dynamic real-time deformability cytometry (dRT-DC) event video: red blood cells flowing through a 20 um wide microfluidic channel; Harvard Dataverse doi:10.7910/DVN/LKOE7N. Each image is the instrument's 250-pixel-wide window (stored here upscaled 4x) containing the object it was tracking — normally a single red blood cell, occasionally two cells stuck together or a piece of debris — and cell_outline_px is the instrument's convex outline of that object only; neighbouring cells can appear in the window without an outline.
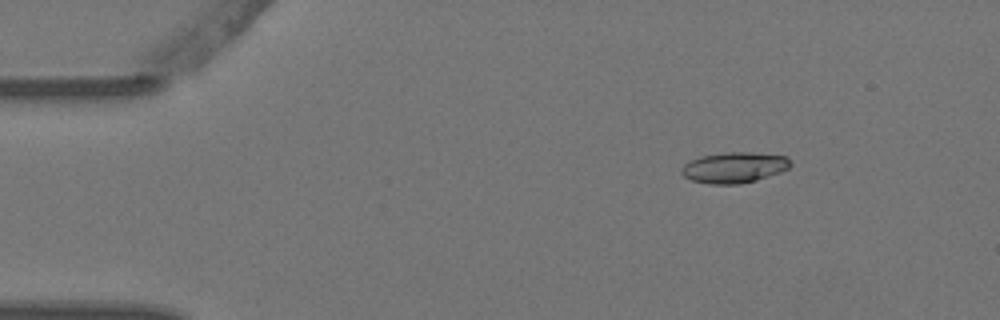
{"species": "Egyptian fruit bat (a non-hibernating species)", "species_latin": "Rousettus aegyptiacus", "temperature_condition": "warm", "stored_images_in_passage": 5, "camera_frame_rate_fps": 3000, "um_per_image_px": 0.085, "animal": {"sex": "female"}, "frame": {"image": 1, "passage_image": 3, "time_ms": 0.667, "image_size_px": [1000, 320], "cell_outline_px": [[792, 164], [788, 168], [780, 172], [756, 180], [740, 184], [708, 184], [692, 180], [684, 176], [680, 172], [680, 168], [684, 164], [700, 156], [724, 152], [752, 152], [788, 156]], "centroid_in_image_um": [62.4, 14.23], "position_along_channel_um": 22.6, "area_um2": 19.65}}